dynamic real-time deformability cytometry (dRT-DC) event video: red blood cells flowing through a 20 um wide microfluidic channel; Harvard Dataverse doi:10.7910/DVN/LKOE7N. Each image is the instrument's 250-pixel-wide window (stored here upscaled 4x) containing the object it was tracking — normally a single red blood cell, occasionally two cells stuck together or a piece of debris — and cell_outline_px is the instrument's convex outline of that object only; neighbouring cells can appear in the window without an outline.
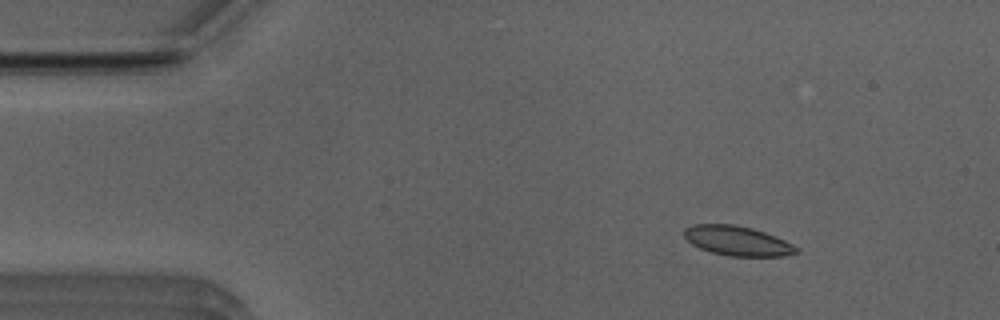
{"species": "Egyptian fruit bat (a non-hibernating species)", "species_latin": "Rousettus aegyptiacus", "temperature_condition": "room temperature", "stored_images_in_passage": 51, "camera_frame_rate_fps": 3000, "um_per_image_px": 0.085, "animal": {"sex": "male"}, "frame": {"image": 1, "passage_image": 6, "time_ms": 1.667, "image_size_px": [1000, 320], "cell_outline_px": [[800, 252], [784, 256], [732, 256], [712, 252], [700, 248], [692, 244], [684, 236], [684, 228], [692, 224], [732, 224], [752, 228], [776, 236], [800, 248]], "centroid_in_image_um": [62.7, 20.47], "position_along_channel_um": 22.3, "area_um2": 19.36}}
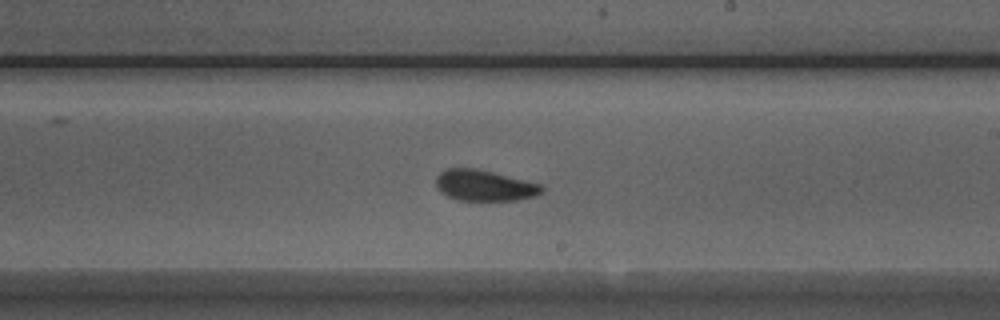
{"frame": {"image": 2, "passage_image": 29, "time_ms": 9.333, "image_size_px": [1000, 320], "cell_outline_px": [[544, 192], [536, 196], [516, 200], [456, 200], [440, 192], [436, 184], [436, 176], [440, 172], [448, 168], [476, 168], [540, 184], [544, 188]], "centroid_in_image_um": [41.16, 15.77], "position_along_channel_um": 247.8, "area_um2": 19.02}}
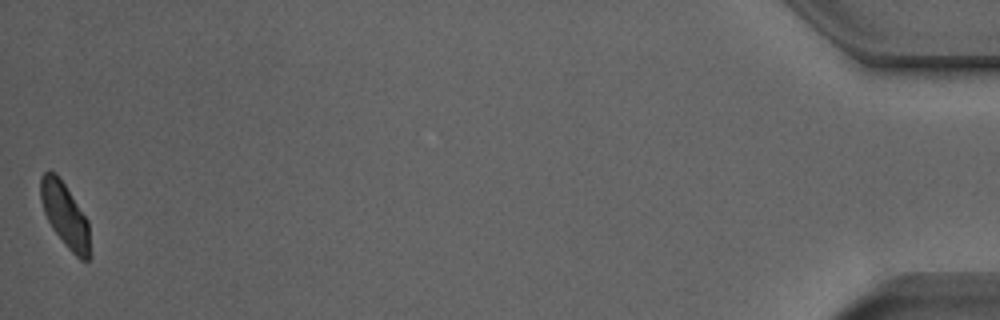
{"frame": {"image": 3, "passage_image": 51, "time_ms": 16.667, "image_size_px": [1000, 320], "cell_outline_px": [[92, 252], [88, 260], [80, 260], [64, 244], [52, 228], [44, 212], [40, 200], [40, 176], [44, 172], [56, 172], [60, 176], [88, 220]], "centroid_in_image_um": [5.55, 18.29], "position_along_channel_um": 429.7, "area_um2": 18.84}, "authors_computed_cell_mechanics": {"area_um2": 19.363, "velocity_mm_per_s": 3.8935, "shape_relaxation_time_tau1_ms": 4.5787, "shape_relaxation_time_tau2_ms": 1.4364, "deformation_change_tau1": 0.1223, "deformation_change_tau2": 0.0599}}